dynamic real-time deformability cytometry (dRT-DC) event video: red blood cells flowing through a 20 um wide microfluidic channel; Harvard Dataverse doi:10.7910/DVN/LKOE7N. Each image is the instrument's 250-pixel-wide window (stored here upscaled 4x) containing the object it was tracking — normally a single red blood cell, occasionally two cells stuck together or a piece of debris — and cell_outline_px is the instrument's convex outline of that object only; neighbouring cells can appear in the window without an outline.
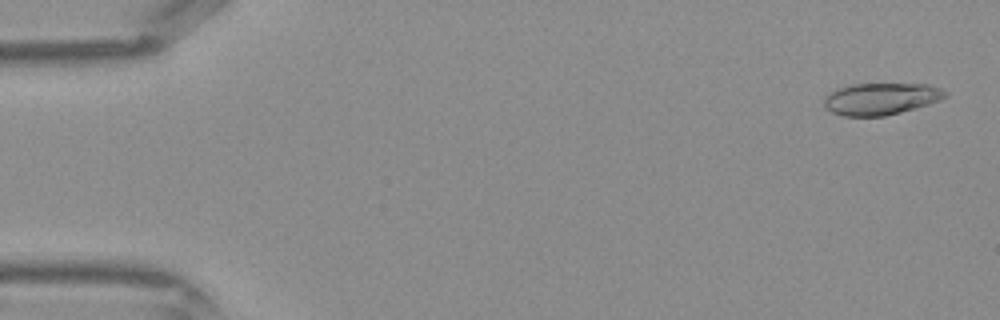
{"species": "Egyptian fruit bat (a non-hibernating species)", "species_latin": "Rousettus aegyptiacus", "temperature_condition": "warm", "stored_images_in_passage": 43, "camera_frame_rate_fps": 3000, "um_per_image_px": 0.085, "frame": {"image": 1, "passage_image": 2, "time_ms": 0.333, "image_size_px": [1000, 320], "cell_outline_px": [[948, 96], [940, 100], [916, 108], [884, 116], [844, 116], [832, 112], [824, 104], [824, 96], [828, 92], [836, 88], [848, 84], [928, 84], [940, 88], [948, 92]], "centroid_in_image_um": [74.87, 8.38], "position_along_channel_um": 10.1, "area_um2": 22.66}}
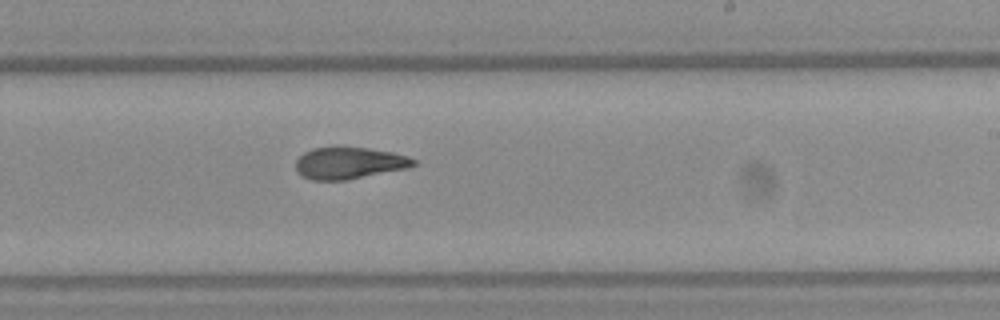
{"frame": {"image": 2, "passage_image": 26, "time_ms": 8.333, "image_size_px": [1000, 320], "cell_outline_px": [[420, 164], [408, 168], [348, 180], [312, 180], [300, 176], [296, 168], [296, 160], [304, 152], [312, 148], [332, 144], [340, 144], [368, 148], [392, 152], [408, 156], [416, 160]], "centroid_in_image_um": [29.67, 13.82], "position_along_channel_um": 259.3, "area_um2": 22.77}}
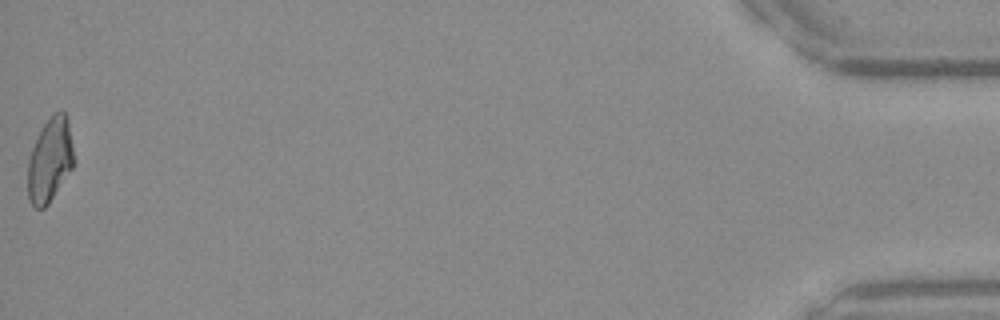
{"frame": {"image": 3, "passage_image": 43, "time_ms": 14.0, "image_size_px": [1000, 320], "cell_outline_px": [[76, 160], [72, 168], [48, 204], [44, 208], [36, 208], [32, 204], [28, 196], [28, 160], [32, 148], [44, 124], [56, 112], [64, 112], [68, 120]], "centroid_in_image_um": [4.27, 13.62], "position_along_channel_um": 430.9, "area_um2": 22.31}}